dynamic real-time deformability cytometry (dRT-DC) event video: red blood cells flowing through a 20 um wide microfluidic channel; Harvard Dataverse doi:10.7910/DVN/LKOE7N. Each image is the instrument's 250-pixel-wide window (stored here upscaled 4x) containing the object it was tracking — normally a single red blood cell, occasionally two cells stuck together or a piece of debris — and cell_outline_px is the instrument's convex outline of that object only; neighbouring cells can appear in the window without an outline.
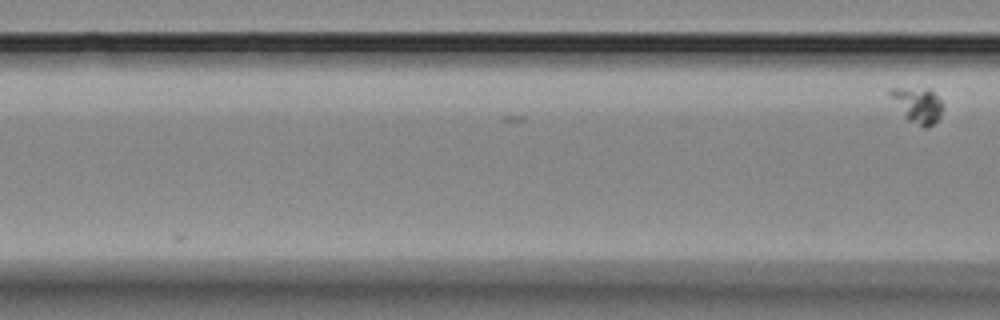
{"species": "Egyptian fruit bat (a non-hibernating species)", "species_latin": "Rousettus aegyptiacus", "temperature_condition": "room temperature", "stored_images_in_passage": 3, "camera_frame_rate_fps": 3000, "um_per_image_px": 0.085, "animal": {"sex": "female"}, "frame": {"image": 1, "passage_image": 3, "time_ms": 2.333, "image_size_px": [1000, 320], "cell_outline_px": [[944, 108], [940, 116], [928, 128], [924, 128], [908, 120], [888, 96], [888, 92], [892, 88], [928, 88], [944, 104]], "centroid_in_image_um": [77.99, 8.93], "position_along_channel_um": 88.6, "area_um2": 10.87}}